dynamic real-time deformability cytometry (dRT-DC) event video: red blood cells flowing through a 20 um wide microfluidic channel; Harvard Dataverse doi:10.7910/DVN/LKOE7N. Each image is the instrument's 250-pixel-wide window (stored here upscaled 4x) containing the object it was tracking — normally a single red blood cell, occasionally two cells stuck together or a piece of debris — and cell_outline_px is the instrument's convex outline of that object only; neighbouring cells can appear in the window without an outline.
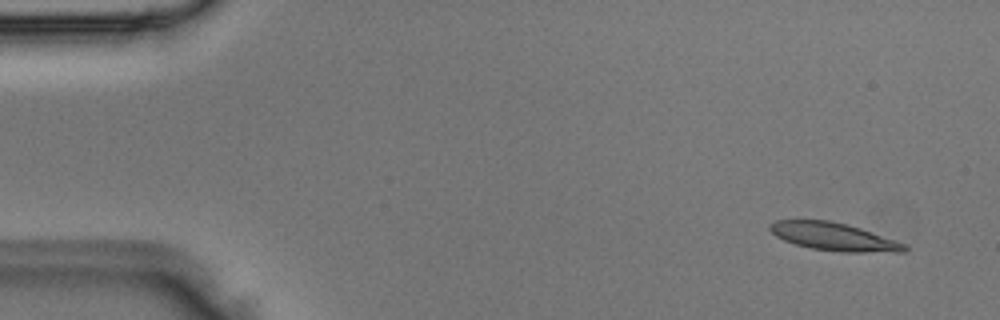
{"species": "Egyptian fruit bat (a non-hibernating species)", "species_latin": "Rousettus aegyptiacus", "temperature_condition": "room temperature", "stored_images_in_passage": 3, "camera_frame_rate_fps": 3000, "um_per_image_px": 0.085, "animal": {"sex": "male"}, "frame": {"image": 1, "passage_image": 1, "time_ms": 0.0, "image_size_px": [1000, 320], "cell_outline_px": [[908, 248], [904, 252], [840, 252], [812, 248], [796, 244], [784, 240], [776, 236], [768, 228], [768, 224], [776, 220], [828, 220], [860, 228], [908, 244]], "centroid_in_image_um": [70.89, 20.12], "position_along_channel_um": 14.1, "area_um2": 21.79}}